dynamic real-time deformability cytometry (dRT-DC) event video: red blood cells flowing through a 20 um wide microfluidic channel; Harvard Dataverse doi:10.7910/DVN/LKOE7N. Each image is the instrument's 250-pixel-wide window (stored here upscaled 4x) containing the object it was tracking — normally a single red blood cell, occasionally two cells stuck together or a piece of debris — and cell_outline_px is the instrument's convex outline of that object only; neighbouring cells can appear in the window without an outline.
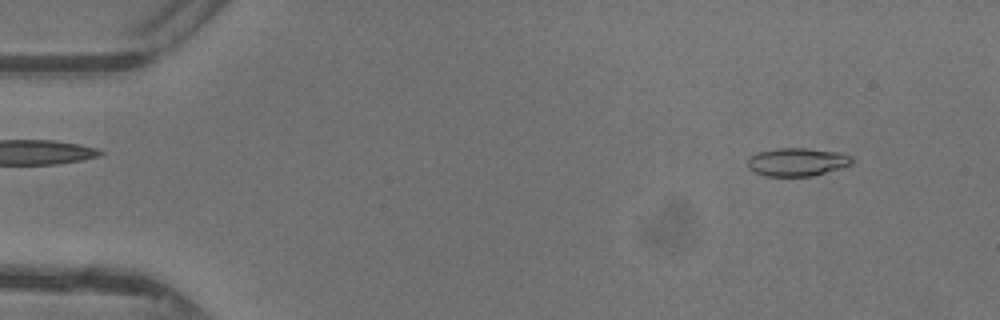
{"species": "common noctule bat (a hibernating species)", "species_latin": "Nyctalus noctula", "temperature_condition": "warm", "stored_images_in_passage": 46, "camera_frame_rate_fps": 3000, "um_per_image_px": 0.085, "animal": {"sex": "female"}, "frame": {"image": 1, "passage_image": 4, "time_ms": 1.0, "image_size_px": [1000, 320], "cell_outline_px": [[852, 164], [840, 168], [812, 176], [764, 176], [748, 168], [748, 156], [756, 152], [776, 148], [804, 148], [840, 152], [852, 156]], "centroid_in_image_um": [67.73, 13.76], "position_along_channel_um": 17.3, "area_um2": 17.22}}
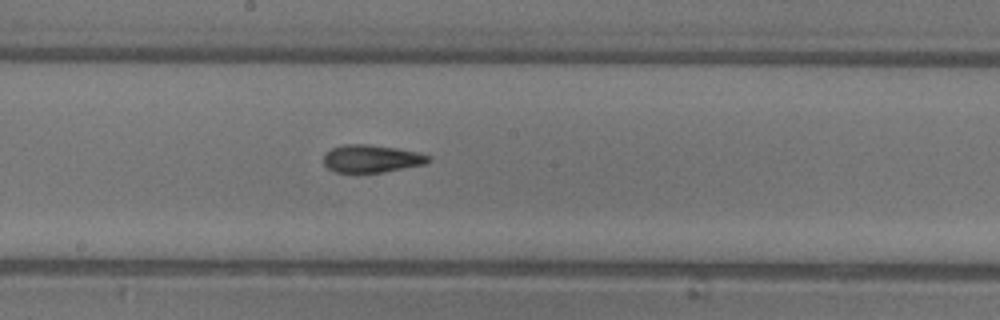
{"frame": {"image": 2, "passage_image": 25, "time_ms": 8.0, "image_size_px": [1000, 320], "cell_outline_px": [[432, 160], [424, 164], [384, 172], [336, 172], [328, 168], [324, 164], [324, 152], [332, 148], [344, 144], [368, 144], [396, 148], [416, 152], [432, 156]], "centroid_in_image_um": [31.58, 13.48], "position_along_channel_um": 216.6, "area_um2": 16.88}}
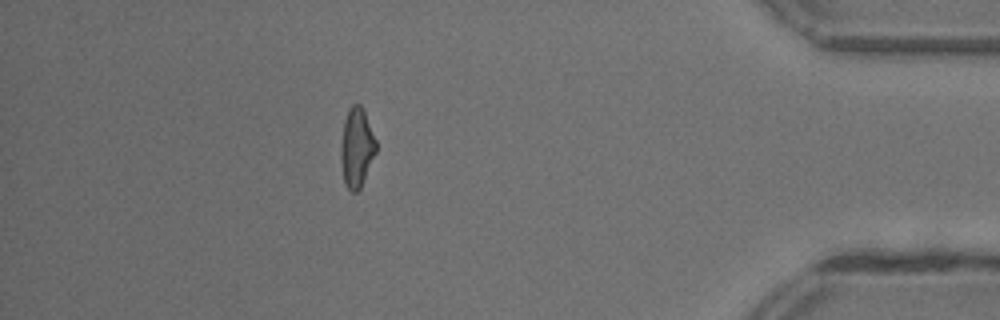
{"frame": {"image": 3, "passage_image": 41, "time_ms": 13.333, "image_size_px": [1000, 320], "cell_outline_px": [[376, 152], [360, 188], [356, 192], [352, 192], [344, 184], [340, 160], [340, 148], [344, 120], [348, 108], [352, 104], [360, 104], [364, 108], [376, 140]], "centroid_in_image_um": [30.3, 12.51], "position_along_channel_um": 404.9, "area_um2": 16.47}, "authors_computed_cell_mechanics": {"area_um2": 16.7331, "velocity_mm_per_s": 4.4058, "shape_relaxation_time_tau1_ms": 6.716, "shape_relaxation_time_tau2_ms": 2.1803, "deformation_change_tau1": 0.2247, "deformation_change_tau2": 0.1}}